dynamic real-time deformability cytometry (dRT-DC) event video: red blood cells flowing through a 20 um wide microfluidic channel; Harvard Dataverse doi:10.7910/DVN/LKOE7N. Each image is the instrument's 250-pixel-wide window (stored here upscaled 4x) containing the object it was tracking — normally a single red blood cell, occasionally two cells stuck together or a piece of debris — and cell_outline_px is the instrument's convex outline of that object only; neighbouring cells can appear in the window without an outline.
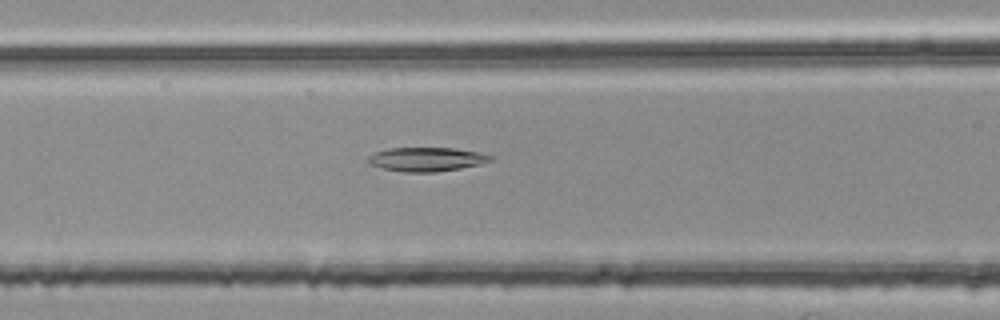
{"species": "common noctule bat (a hibernating species)", "species_latin": "Nyctalus noctula", "temperature_condition": "room temperature", "stored_images_in_passage": 41, "camera_frame_rate_fps": 3000, "um_per_image_px": 0.085, "animal": {"sex": "female", "body_mass_g": 25.1}, "frame": {"image": 1, "passage_image": 9, "time_ms": 2.667, "image_size_px": [1000, 320], "cell_outline_px": [[492, 160], [480, 164], [460, 168], [436, 172], [404, 172], [384, 168], [368, 164], [368, 156], [376, 152], [388, 148], [452, 148], [476, 152], [492, 156]], "centroid_in_image_um": [36.22, 13.54], "position_along_channel_um": 130.4, "area_um2": 16.88}}
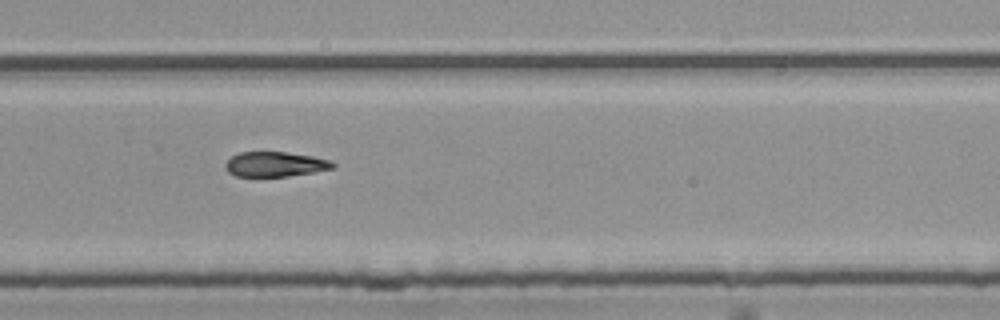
{"frame": {"image": 2, "passage_image": 23, "time_ms": 7.333, "image_size_px": [1000, 320], "cell_outline_px": [[336, 168], [288, 176], [236, 176], [228, 172], [224, 168], [224, 164], [232, 156], [240, 152], [288, 152], [312, 156], [332, 160], [336, 164]], "centroid_in_image_um": [23.41, 13.95], "position_along_channel_um": 306.4, "area_um2": 15.66}}
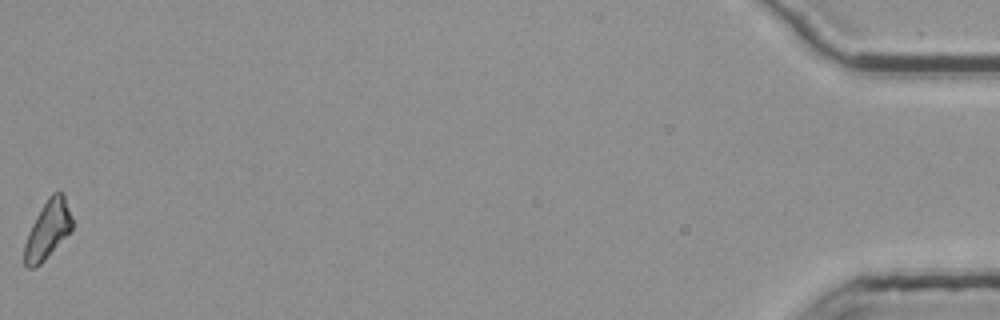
{"frame": {"image": 3, "passage_image": 41, "time_ms": 13.333, "image_size_px": [1000, 320], "cell_outline_px": [[72, 228], [44, 260], [40, 264], [32, 268], [24, 268], [24, 244], [28, 232], [36, 216], [48, 196], [52, 192], [64, 192], [72, 220]], "centroid_in_image_um": [4.03, 19.52], "position_along_channel_um": 431.2, "area_um2": 15.95}, "authors_computed_cell_mechanics": {"area_um2": 16.5886, "velocity_mm_per_s": 3.7919, "shape_relaxation_time_tau1_ms": 8.1871, "shape_relaxation_time_tau2_ms": null, "deformation_change_tau1": 0.1669, "deformation_change_tau2": null}}